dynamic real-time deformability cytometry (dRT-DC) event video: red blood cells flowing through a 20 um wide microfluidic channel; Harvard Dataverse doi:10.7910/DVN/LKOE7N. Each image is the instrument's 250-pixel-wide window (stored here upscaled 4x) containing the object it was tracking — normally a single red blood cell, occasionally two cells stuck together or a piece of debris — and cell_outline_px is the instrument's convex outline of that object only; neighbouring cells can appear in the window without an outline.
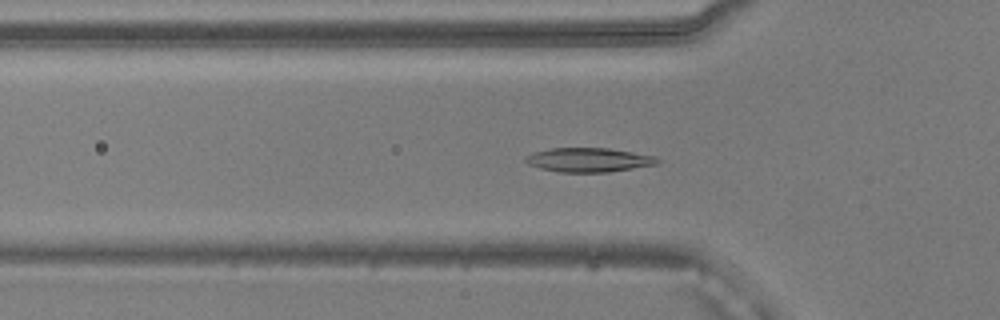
{"species": "common noctule bat (a hibernating species)", "species_latin": "Nyctalus noctula", "temperature_condition": "warm", "stored_images_in_passage": 45, "camera_frame_rate_fps": 3000, "um_per_image_px": 0.085, "animal": {"sex": "male", "body_mass_g": 20.5, "forearm_length_mm": 52.5}, "frame": {"image": 1, "passage_image": 10, "time_ms": 3.0, "image_size_px": [1000, 320], "cell_outline_px": [[660, 160], [656, 164], [608, 172], [560, 172], [540, 168], [528, 164], [524, 160], [524, 156], [532, 152], [552, 148], [608, 148], [656, 156]], "centroid_in_image_um": [49.99, 13.58], "position_along_channel_um": 75.8, "area_um2": 18.5}}
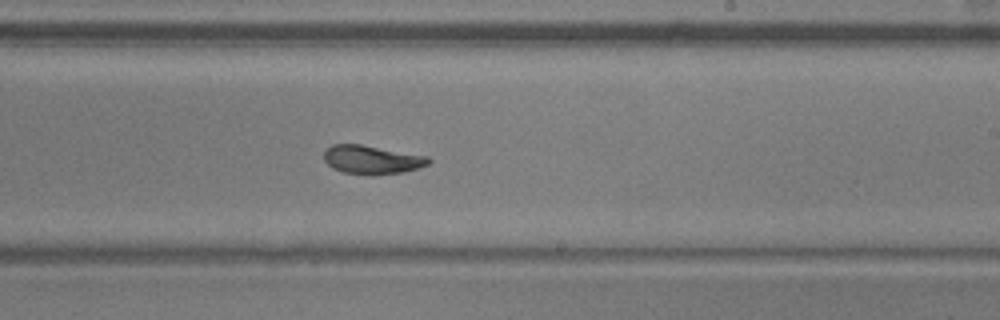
{"frame": {"image": 2, "passage_image": 24, "time_ms": 7.667, "image_size_px": [1000, 320], "cell_outline_px": [[432, 160], [428, 164], [420, 168], [404, 172], [372, 176], [344, 172], [332, 168], [324, 160], [324, 152], [332, 144], [360, 144], [428, 156]], "centroid_in_image_um": [31.63, 13.59], "position_along_channel_um": 257.4, "area_um2": 17.63}}
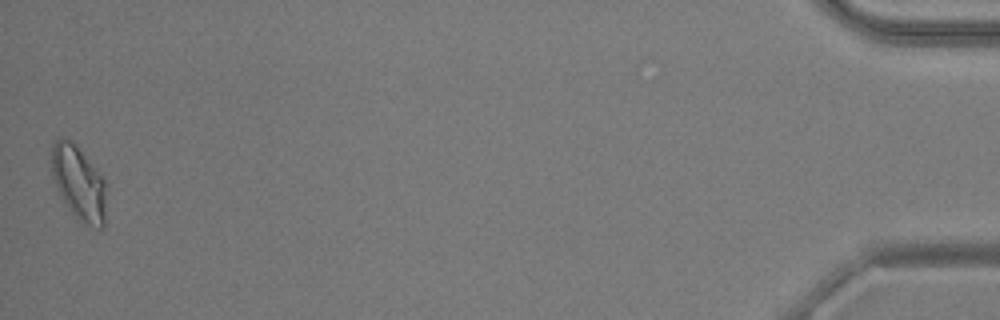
{"frame": {"image": 3, "passage_image": 45, "time_ms": 14.667, "image_size_px": [1000, 320], "cell_outline_px": [[104, 228], [100, 228], [80, 224], [76, 220], [60, 196], [52, 176], [52, 144], [60, 136], [64, 136], [104, 176]], "centroid_in_image_um": [6.67, 15.61], "position_along_channel_um": 428.5, "area_um2": 23.35}, "authors_computed_cell_mechanics": {"area_um2": 18.3804, "velocity_mm_per_s": 3.8706, "shape_relaxation_time_tau1_ms": 8.2508, "shape_relaxation_time_tau2_ms": 1.5824, "deformation_change_tau1": 0.2316, "deformation_change_tau2": 0.0634}}